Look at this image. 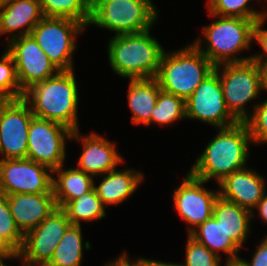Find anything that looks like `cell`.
<instances>
[{"label":"cell","mask_w":267,"mask_h":266,"mask_svg":"<svg viewBox=\"0 0 267 266\" xmlns=\"http://www.w3.org/2000/svg\"><path fill=\"white\" fill-rule=\"evenodd\" d=\"M34 114L23 99L12 100L0 119V160L27 158L28 129Z\"/></svg>","instance_id":"15"},{"label":"cell","mask_w":267,"mask_h":266,"mask_svg":"<svg viewBox=\"0 0 267 266\" xmlns=\"http://www.w3.org/2000/svg\"><path fill=\"white\" fill-rule=\"evenodd\" d=\"M78 84L74 70L60 71L53 77L37 82L24 91L23 99L34 116L58 122L72 131L79 129Z\"/></svg>","instance_id":"2"},{"label":"cell","mask_w":267,"mask_h":266,"mask_svg":"<svg viewBox=\"0 0 267 266\" xmlns=\"http://www.w3.org/2000/svg\"><path fill=\"white\" fill-rule=\"evenodd\" d=\"M100 176L105 177L99 185H95L94 182V189L106 208L110 205H119L128 199L144 179L142 171L131 168L119 171L115 169Z\"/></svg>","instance_id":"20"},{"label":"cell","mask_w":267,"mask_h":266,"mask_svg":"<svg viewBox=\"0 0 267 266\" xmlns=\"http://www.w3.org/2000/svg\"><path fill=\"white\" fill-rule=\"evenodd\" d=\"M224 266H244L239 260L234 262H225Z\"/></svg>","instance_id":"43"},{"label":"cell","mask_w":267,"mask_h":266,"mask_svg":"<svg viewBox=\"0 0 267 266\" xmlns=\"http://www.w3.org/2000/svg\"><path fill=\"white\" fill-rule=\"evenodd\" d=\"M217 131L188 172L206 182L214 179L218 184L226 176L246 167L252 138L245 122Z\"/></svg>","instance_id":"1"},{"label":"cell","mask_w":267,"mask_h":266,"mask_svg":"<svg viewBox=\"0 0 267 266\" xmlns=\"http://www.w3.org/2000/svg\"><path fill=\"white\" fill-rule=\"evenodd\" d=\"M103 205L94 187L79 198L69 201L62 210L73 225H81L80 221L92 222L106 217Z\"/></svg>","instance_id":"26"},{"label":"cell","mask_w":267,"mask_h":266,"mask_svg":"<svg viewBox=\"0 0 267 266\" xmlns=\"http://www.w3.org/2000/svg\"><path fill=\"white\" fill-rule=\"evenodd\" d=\"M84 28L82 23L70 18L44 17L31 35L60 71H71L76 38Z\"/></svg>","instance_id":"8"},{"label":"cell","mask_w":267,"mask_h":266,"mask_svg":"<svg viewBox=\"0 0 267 266\" xmlns=\"http://www.w3.org/2000/svg\"><path fill=\"white\" fill-rule=\"evenodd\" d=\"M103 1H105V0H86L87 4L91 10H93L95 7H97Z\"/></svg>","instance_id":"42"},{"label":"cell","mask_w":267,"mask_h":266,"mask_svg":"<svg viewBox=\"0 0 267 266\" xmlns=\"http://www.w3.org/2000/svg\"><path fill=\"white\" fill-rule=\"evenodd\" d=\"M151 124L167 126L186 119L185 100L174 94L160 90L157 103L152 110Z\"/></svg>","instance_id":"28"},{"label":"cell","mask_w":267,"mask_h":266,"mask_svg":"<svg viewBox=\"0 0 267 266\" xmlns=\"http://www.w3.org/2000/svg\"><path fill=\"white\" fill-rule=\"evenodd\" d=\"M254 210H258V214L261 217L262 221L267 224V192L264 194L263 198L260 200Z\"/></svg>","instance_id":"39"},{"label":"cell","mask_w":267,"mask_h":266,"mask_svg":"<svg viewBox=\"0 0 267 266\" xmlns=\"http://www.w3.org/2000/svg\"><path fill=\"white\" fill-rule=\"evenodd\" d=\"M260 242L250 262L239 258L244 266H267V235Z\"/></svg>","instance_id":"35"},{"label":"cell","mask_w":267,"mask_h":266,"mask_svg":"<svg viewBox=\"0 0 267 266\" xmlns=\"http://www.w3.org/2000/svg\"><path fill=\"white\" fill-rule=\"evenodd\" d=\"M267 16L256 21L253 30V40L261 46L262 50L260 53L251 55V60L259 66H267V29H264Z\"/></svg>","instance_id":"34"},{"label":"cell","mask_w":267,"mask_h":266,"mask_svg":"<svg viewBox=\"0 0 267 266\" xmlns=\"http://www.w3.org/2000/svg\"><path fill=\"white\" fill-rule=\"evenodd\" d=\"M152 0H105L92 10L89 25L115 35L140 33L152 29L158 19Z\"/></svg>","instance_id":"6"},{"label":"cell","mask_w":267,"mask_h":266,"mask_svg":"<svg viewBox=\"0 0 267 266\" xmlns=\"http://www.w3.org/2000/svg\"><path fill=\"white\" fill-rule=\"evenodd\" d=\"M215 66L192 43L164 52L156 76L160 89L187 100Z\"/></svg>","instance_id":"5"},{"label":"cell","mask_w":267,"mask_h":266,"mask_svg":"<svg viewBox=\"0 0 267 266\" xmlns=\"http://www.w3.org/2000/svg\"><path fill=\"white\" fill-rule=\"evenodd\" d=\"M189 235L220 258V252H224L225 262L238 261L240 258L239 252L242 249L229 238L213 216L201 223Z\"/></svg>","instance_id":"24"},{"label":"cell","mask_w":267,"mask_h":266,"mask_svg":"<svg viewBox=\"0 0 267 266\" xmlns=\"http://www.w3.org/2000/svg\"><path fill=\"white\" fill-rule=\"evenodd\" d=\"M80 129L73 131L71 140L82 142V152L77 162V169L97 177L117 169L123 158L117 151L115 143L108 141L98 133L92 132L80 136Z\"/></svg>","instance_id":"16"},{"label":"cell","mask_w":267,"mask_h":266,"mask_svg":"<svg viewBox=\"0 0 267 266\" xmlns=\"http://www.w3.org/2000/svg\"><path fill=\"white\" fill-rule=\"evenodd\" d=\"M51 190L52 170L47 166L28 158L0 160L1 193L39 194Z\"/></svg>","instance_id":"12"},{"label":"cell","mask_w":267,"mask_h":266,"mask_svg":"<svg viewBox=\"0 0 267 266\" xmlns=\"http://www.w3.org/2000/svg\"><path fill=\"white\" fill-rule=\"evenodd\" d=\"M0 93L12 100L21 99L24 96L17 78L13 56L6 49L0 58Z\"/></svg>","instance_id":"31"},{"label":"cell","mask_w":267,"mask_h":266,"mask_svg":"<svg viewBox=\"0 0 267 266\" xmlns=\"http://www.w3.org/2000/svg\"><path fill=\"white\" fill-rule=\"evenodd\" d=\"M205 183L207 182L188 172L182 183L173 191L174 207L177 214L189 225L188 235L213 216V207L219 197V191L204 188Z\"/></svg>","instance_id":"14"},{"label":"cell","mask_w":267,"mask_h":266,"mask_svg":"<svg viewBox=\"0 0 267 266\" xmlns=\"http://www.w3.org/2000/svg\"><path fill=\"white\" fill-rule=\"evenodd\" d=\"M73 131L67 126L33 116L28 129L27 158L50 168L52 171L64 165L66 139Z\"/></svg>","instance_id":"9"},{"label":"cell","mask_w":267,"mask_h":266,"mask_svg":"<svg viewBox=\"0 0 267 266\" xmlns=\"http://www.w3.org/2000/svg\"><path fill=\"white\" fill-rule=\"evenodd\" d=\"M250 1L253 0H208L206 8L207 12L222 17H240L258 21L267 16V10L259 12L249 7Z\"/></svg>","instance_id":"29"},{"label":"cell","mask_w":267,"mask_h":266,"mask_svg":"<svg viewBox=\"0 0 267 266\" xmlns=\"http://www.w3.org/2000/svg\"><path fill=\"white\" fill-rule=\"evenodd\" d=\"M0 239L16 254L21 250L24 234L17 227L12 217L7 196L0 192Z\"/></svg>","instance_id":"30"},{"label":"cell","mask_w":267,"mask_h":266,"mask_svg":"<svg viewBox=\"0 0 267 266\" xmlns=\"http://www.w3.org/2000/svg\"><path fill=\"white\" fill-rule=\"evenodd\" d=\"M214 71L219 75L227 110L238 122H244L251 115L246 109L247 104L258 98L262 91L260 66L248 60L222 64Z\"/></svg>","instance_id":"7"},{"label":"cell","mask_w":267,"mask_h":266,"mask_svg":"<svg viewBox=\"0 0 267 266\" xmlns=\"http://www.w3.org/2000/svg\"><path fill=\"white\" fill-rule=\"evenodd\" d=\"M6 196L12 217L23 234L37 227L57 208L52 190L49 193Z\"/></svg>","instance_id":"18"},{"label":"cell","mask_w":267,"mask_h":266,"mask_svg":"<svg viewBox=\"0 0 267 266\" xmlns=\"http://www.w3.org/2000/svg\"><path fill=\"white\" fill-rule=\"evenodd\" d=\"M70 225L67 214L56 208L37 227L24 234L23 245L16 258H20L26 266H46Z\"/></svg>","instance_id":"10"},{"label":"cell","mask_w":267,"mask_h":266,"mask_svg":"<svg viewBox=\"0 0 267 266\" xmlns=\"http://www.w3.org/2000/svg\"><path fill=\"white\" fill-rule=\"evenodd\" d=\"M64 165L52 171V191L57 208L79 198L94 187V177L77 168L64 170Z\"/></svg>","instance_id":"23"},{"label":"cell","mask_w":267,"mask_h":266,"mask_svg":"<svg viewBox=\"0 0 267 266\" xmlns=\"http://www.w3.org/2000/svg\"><path fill=\"white\" fill-rule=\"evenodd\" d=\"M209 15L211 17L214 16V18L216 17L217 20L205 25L202 29L204 40L198 37L192 44L215 67L222 64L251 60V55L247 57H238L236 55L247 50L252 45L254 41L253 30L256 21L240 17H222L211 13Z\"/></svg>","instance_id":"4"},{"label":"cell","mask_w":267,"mask_h":266,"mask_svg":"<svg viewBox=\"0 0 267 266\" xmlns=\"http://www.w3.org/2000/svg\"><path fill=\"white\" fill-rule=\"evenodd\" d=\"M108 43V61L117 75L129 80L156 78L165 48L151 36L150 29L114 35Z\"/></svg>","instance_id":"3"},{"label":"cell","mask_w":267,"mask_h":266,"mask_svg":"<svg viewBox=\"0 0 267 266\" xmlns=\"http://www.w3.org/2000/svg\"><path fill=\"white\" fill-rule=\"evenodd\" d=\"M185 262L179 266H221V258L188 235Z\"/></svg>","instance_id":"32"},{"label":"cell","mask_w":267,"mask_h":266,"mask_svg":"<svg viewBox=\"0 0 267 266\" xmlns=\"http://www.w3.org/2000/svg\"><path fill=\"white\" fill-rule=\"evenodd\" d=\"M104 266H135V261L129 260L128 256L124 252L120 256L117 257V259L108 262Z\"/></svg>","instance_id":"38"},{"label":"cell","mask_w":267,"mask_h":266,"mask_svg":"<svg viewBox=\"0 0 267 266\" xmlns=\"http://www.w3.org/2000/svg\"><path fill=\"white\" fill-rule=\"evenodd\" d=\"M6 0H0V8H2L6 4Z\"/></svg>","instance_id":"44"},{"label":"cell","mask_w":267,"mask_h":266,"mask_svg":"<svg viewBox=\"0 0 267 266\" xmlns=\"http://www.w3.org/2000/svg\"><path fill=\"white\" fill-rule=\"evenodd\" d=\"M160 85L156 78L130 79L128 87V104L132 112L131 121L134 125H151L152 110L154 109Z\"/></svg>","instance_id":"21"},{"label":"cell","mask_w":267,"mask_h":266,"mask_svg":"<svg viewBox=\"0 0 267 266\" xmlns=\"http://www.w3.org/2000/svg\"><path fill=\"white\" fill-rule=\"evenodd\" d=\"M244 122L248 127L252 143H267V99L255 103L252 115Z\"/></svg>","instance_id":"33"},{"label":"cell","mask_w":267,"mask_h":266,"mask_svg":"<svg viewBox=\"0 0 267 266\" xmlns=\"http://www.w3.org/2000/svg\"><path fill=\"white\" fill-rule=\"evenodd\" d=\"M135 266H179L178 263H171V262H164V261H157L151 260L144 257H139L135 260Z\"/></svg>","instance_id":"37"},{"label":"cell","mask_w":267,"mask_h":266,"mask_svg":"<svg viewBox=\"0 0 267 266\" xmlns=\"http://www.w3.org/2000/svg\"><path fill=\"white\" fill-rule=\"evenodd\" d=\"M266 180L251 168L245 167L226 176L217 185L219 196L252 212L266 193Z\"/></svg>","instance_id":"17"},{"label":"cell","mask_w":267,"mask_h":266,"mask_svg":"<svg viewBox=\"0 0 267 266\" xmlns=\"http://www.w3.org/2000/svg\"><path fill=\"white\" fill-rule=\"evenodd\" d=\"M44 17L70 18L88 27L92 10L86 0H40Z\"/></svg>","instance_id":"27"},{"label":"cell","mask_w":267,"mask_h":266,"mask_svg":"<svg viewBox=\"0 0 267 266\" xmlns=\"http://www.w3.org/2000/svg\"><path fill=\"white\" fill-rule=\"evenodd\" d=\"M186 118L200 120L216 129L229 127L238 121L227 110L219 75L213 71L185 100Z\"/></svg>","instance_id":"11"},{"label":"cell","mask_w":267,"mask_h":266,"mask_svg":"<svg viewBox=\"0 0 267 266\" xmlns=\"http://www.w3.org/2000/svg\"><path fill=\"white\" fill-rule=\"evenodd\" d=\"M262 73V90L267 91V66H260Z\"/></svg>","instance_id":"41"},{"label":"cell","mask_w":267,"mask_h":266,"mask_svg":"<svg viewBox=\"0 0 267 266\" xmlns=\"http://www.w3.org/2000/svg\"><path fill=\"white\" fill-rule=\"evenodd\" d=\"M82 239L81 225L71 224L56 246L53 257L46 266H81L83 248L85 250L91 248L89 241H86L83 245Z\"/></svg>","instance_id":"25"},{"label":"cell","mask_w":267,"mask_h":266,"mask_svg":"<svg viewBox=\"0 0 267 266\" xmlns=\"http://www.w3.org/2000/svg\"><path fill=\"white\" fill-rule=\"evenodd\" d=\"M213 217L241 249L250 233L252 212L219 196L213 207Z\"/></svg>","instance_id":"22"},{"label":"cell","mask_w":267,"mask_h":266,"mask_svg":"<svg viewBox=\"0 0 267 266\" xmlns=\"http://www.w3.org/2000/svg\"><path fill=\"white\" fill-rule=\"evenodd\" d=\"M12 101L9 97L0 93V119L5 107Z\"/></svg>","instance_id":"40"},{"label":"cell","mask_w":267,"mask_h":266,"mask_svg":"<svg viewBox=\"0 0 267 266\" xmlns=\"http://www.w3.org/2000/svg\"><path fill=\"white\" fill-rule=\"evenodd\" d=\"M43 18L40 0L7 1L0 8V36L9 33L8 43L14 38L29 35Z\"/></svg>","instance_id":"19"},{"label":"cell","mask_w":267,"mask_h":266,"mask_svg":"<svg viewBox=\"0 0 267 266\" xmlns=\"http://www.w3.org/2000/svg\"><path fill=\"white\" fill-rule=\"evenodd\" d=\"M7 259H17L16 253L2 239H0V265H6L5 261Z\"/></svg>","instance_id":"36"},{"label":"cell","mask_w":267,"mask_h":266,"mask_svg":"<svg viewBox=\"0 0 267 266\" xmlns=\"http://www.w3.org/2000/svg\"><path fill=\"white\" fill-rule=\"evenodd\" d=\"M6 45V50L13 56L17 78L23 91L60 72L31 34L14 38Z\"/></svg>","instance_id":"13"}]
</instances>
